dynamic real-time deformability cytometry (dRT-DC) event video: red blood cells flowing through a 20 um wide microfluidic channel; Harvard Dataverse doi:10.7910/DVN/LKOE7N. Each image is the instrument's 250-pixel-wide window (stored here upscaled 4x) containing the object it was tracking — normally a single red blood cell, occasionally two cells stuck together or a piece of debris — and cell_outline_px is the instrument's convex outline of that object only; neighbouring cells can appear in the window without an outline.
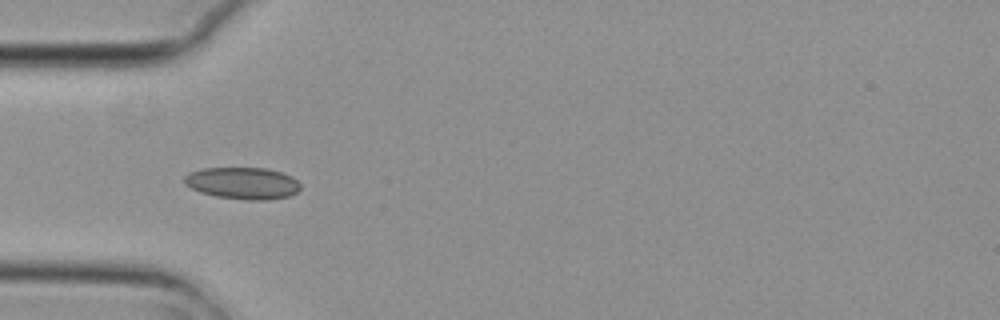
{"species": "common noctule bat (a hibernating species)", "species_latin": "Nyctalus noctula", "temperature_condition": "cold", "stored_images_in_passage": 6, "camera_frame_rate_fps": 3000, "um_per_image_px": 0.085, "animal": {"sex": "female", "body_mass_g": 29.2, "forearm_length_mm": 56.3}, "frame": {"image": 1, "passage_image": 2, "time_ms": 0.333, "image_size_px": [1000, 320], "cell_outline_px": [[300, 188], [296, 192], [288, 196], [268, 200], [244, 200], [216, 196], [200, 192], [184, 184], [184, 176], [188, 172], [204, 168], [264, 168], [280, 172], [292, 176], [300, 184]], "centroid_in_image_um": [20.61, 15.57], "position_along_channel_um": 64.4, "area_um2": 21.56}}
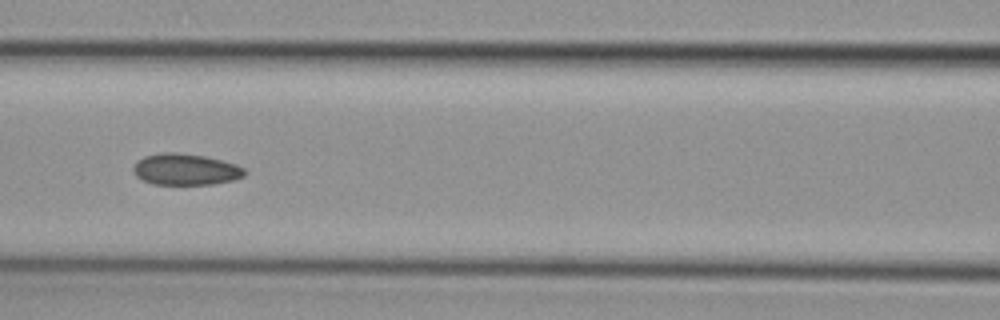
{"frame": {"image": 2, "passage_image": 4, "time_ms": 1.0, "image_size_px": [1000, 320], "cell_outline_px": [[248, 172], [244, 176], [236, 180], [212, 184], [152, 184], [140, 180], [132, 172], [132, 168], [136, 160], [144, 156], [160, 152], [176, 152], [204, 156], [236, 164], [244, 168]], "centroid_in_image_um": [15.74, 14.4], "position_along_channel_um": 150.9, "area_um2": 20.69}}
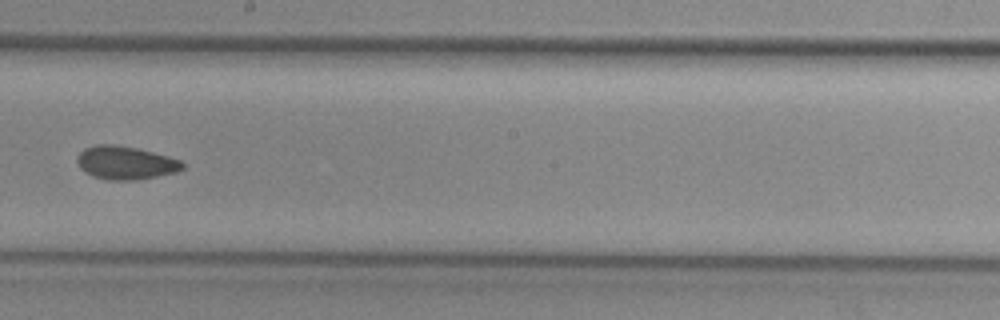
{"frame": {"image": 3, "passage_image": 6, "time_ms": 1.667, "image_size_px": [1000, 320], "cell_outline_px": [[184, 168], [176, 172], [136, 180], [108, 180], [92, 176], [84, 172], [80, 168], [76, 160], [80, 152], [84, 148], [96, 144], [112, 144], [136, 148], [168, 156], [180, 160], [184, 164]], "centroid_in_image_um": [10.64, 13.84], "position_along_channel_um": 237.6, "area_um2": 20.4}}